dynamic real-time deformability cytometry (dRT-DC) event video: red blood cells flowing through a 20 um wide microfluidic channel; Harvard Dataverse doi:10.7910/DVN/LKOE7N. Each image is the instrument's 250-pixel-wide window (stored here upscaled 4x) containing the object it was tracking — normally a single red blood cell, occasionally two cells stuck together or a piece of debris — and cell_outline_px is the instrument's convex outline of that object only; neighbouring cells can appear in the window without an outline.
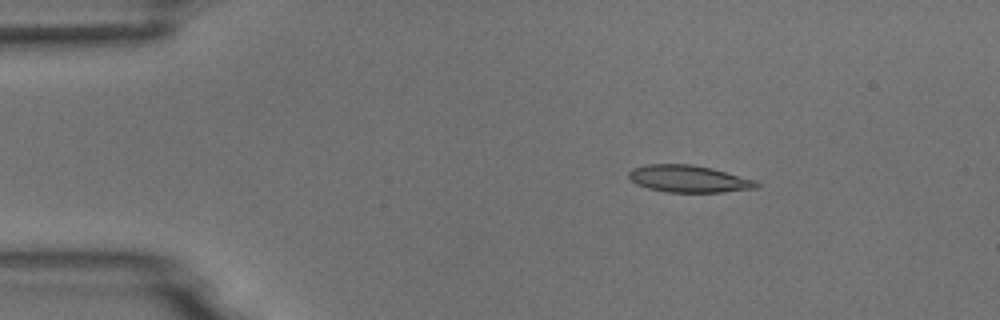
{"species": "common noctule bat (a hibernating species)", "species_latin": "Nyctalus noctula", "temperature_condition": "room temperature", "stored_images_in_passage": 4, "camera_frame_rate_fps": 3000, "um_per_image_px": 0.085, "animal": {"sex": "male", "body_mass_g": 18.8}, "frame": {"image": 1, "passage_image": 2, "time_ms": 0.333, "image_size_px": [1000, 320], "cell_outline_px": [[760, 184], [756, 188], [724, 192], [664, 192], [648, 188], [636, 184], [628, 176], [628, 172], [632, 168], [644, 164], [692, 164], [712, 168], [756, 180]], "centroid_in_image_um": [58.52, 15.19], "position_along_channel_um": 26.5, "area_um2": 20.29}}